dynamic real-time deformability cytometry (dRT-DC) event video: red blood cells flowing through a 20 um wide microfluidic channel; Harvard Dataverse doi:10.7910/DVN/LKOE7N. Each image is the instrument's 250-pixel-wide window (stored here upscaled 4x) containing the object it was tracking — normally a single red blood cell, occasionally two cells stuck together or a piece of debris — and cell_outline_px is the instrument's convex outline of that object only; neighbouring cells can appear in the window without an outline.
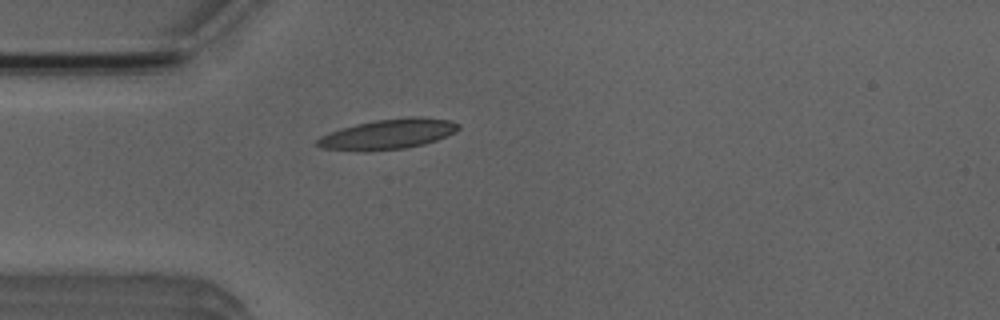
{"species": "Egyptian fruit bat (a non-hibernating species)", "species_latin": "Rousettus aegyptiacus", "temperature_condition": "room temperature", "stored_images_in_passage": 4, "camera_frame_rate_fps": 3000, "um_per_image_px": 0.085, "animal": {"sex": "male"}, "frame": {"image": 1, "passage_image": 4, "time_ms": 3.333, "image_size_px": [1000, 320], "cell_outline_px": [[460, 128], [456, 132], [436, 140], [424, 144], [404, 148], [364, 152], [324, 148], [316, 144], [316, 140], [320, 136], [356, 124], [376, 120], [408, 116], [420, 116], [452, 120], [460, 124]], "centroid_in_image_um": [33.04, 11.39], "position_along_channel_um": 52.0, "area_um2": 24.85}}